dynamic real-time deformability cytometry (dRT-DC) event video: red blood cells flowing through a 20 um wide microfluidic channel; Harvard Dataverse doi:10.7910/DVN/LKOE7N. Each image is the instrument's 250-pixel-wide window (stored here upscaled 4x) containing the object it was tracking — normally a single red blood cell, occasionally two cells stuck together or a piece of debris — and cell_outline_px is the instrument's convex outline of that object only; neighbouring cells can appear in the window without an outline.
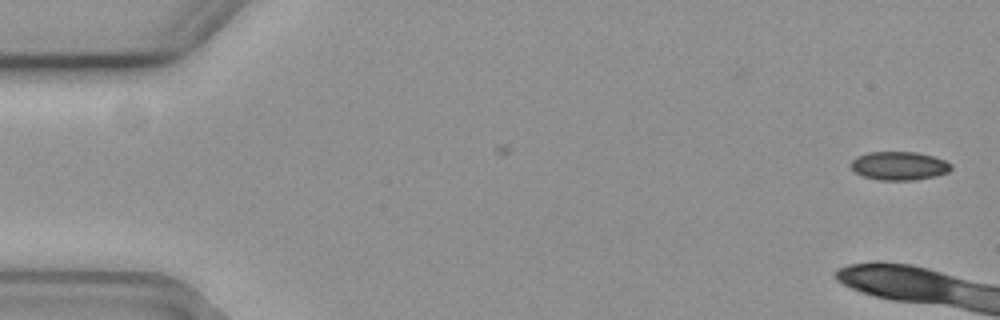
{"species": "common noctule bat (a hibernating species)", "species_latin": "Nyctalus noctula", "temperature_condition": "cold", "stored_images_in_passage": 5, "camera_frame_rate_fps": 3000, "um_per_image_px": 0.085, "animal": {"sex": "female", "body_mass_g": 19.3, "forearm_length_mm": 54.1}, "frame": {"image": 1, "passage_image": 1, "time_ms": 0.0, "image_size_px": [1000, 320], "cell_outline_px": [[952, 168], [948, 172], [936, 176], [912, 180], [880, 180], [864, 176], [856, 172], [848, 164], [856, 156], [868, 152], [916, 152], [932, 156], [944, 160], [952, 164]], "centroid_in_image_um": [76.42, 14.09], "position_along_channel_um": 8.6, "area_um2": 16.65}}